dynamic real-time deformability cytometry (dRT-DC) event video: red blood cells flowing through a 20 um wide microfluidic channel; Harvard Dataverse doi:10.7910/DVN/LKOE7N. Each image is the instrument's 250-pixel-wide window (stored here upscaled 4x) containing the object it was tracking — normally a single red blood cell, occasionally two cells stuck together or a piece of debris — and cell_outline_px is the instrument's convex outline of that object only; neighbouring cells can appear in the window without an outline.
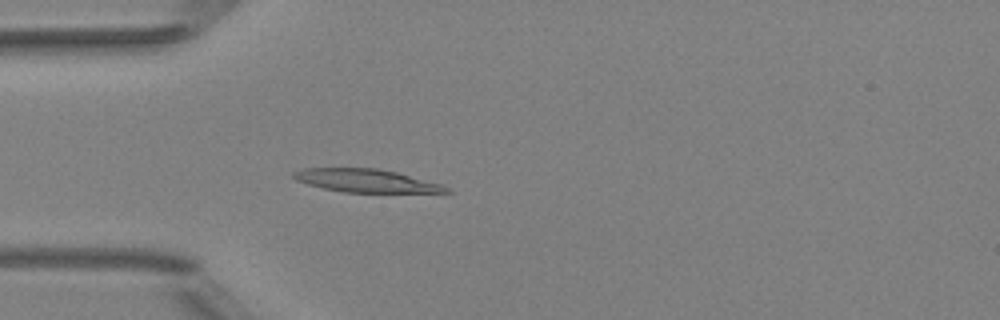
{"species": "Egyptian fruit bat (a non-hibernating species)", "species_latin": "Rousettus aegyptiacus", "temperature_condition": "room temperature", "stored_images_in_passage": 3, "camera_frame_rate_fps": 3000, "um_per_image_px": 0.085, "animal": {"sex": "female"}, "frame": {"image": 1, "passage_image": 3, "time_ms": 0.667, "image_size_px": [1000, 320], "cell_outline_px": [[452, 192], [344, 192], [324, 188], [308, 184], [296, 180], [292, 176], [292, 172], [304, 168], [376, 168], [396, 172], [440, 184], [452, 188]], "centroid_in_image_um": [31.1, 15.35], "position_along_channel_um": 53.9, "area_um2": 20.29}}